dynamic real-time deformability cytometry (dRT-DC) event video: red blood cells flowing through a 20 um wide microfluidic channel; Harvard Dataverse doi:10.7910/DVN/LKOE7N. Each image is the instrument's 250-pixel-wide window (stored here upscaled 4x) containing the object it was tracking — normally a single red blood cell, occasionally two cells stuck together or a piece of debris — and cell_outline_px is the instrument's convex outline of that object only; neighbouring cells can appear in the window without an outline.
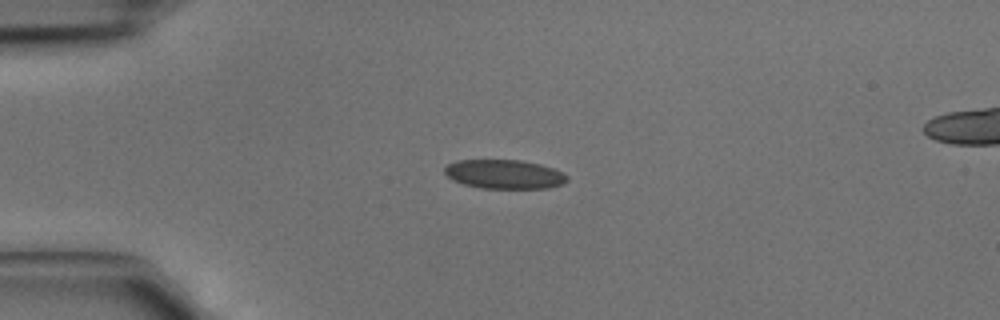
{"species": "common noctule bat (a hibernating species)", "species_latin": "Nyctalus noctula", "temperature_condition": "cold", "stored_images_in_passage": 3, "camera_frame_rate_fps": 3000, "um_per_image_px": 0.085, "animal": {"sex": "male", "body_mass_g": 15.6}, "frame": {"image": 1, "passage_image": 2, "time_ms": 0.333, "image_size_px": [1000, 320], "cell_outline_px": [[568, 180], [564, 184], [548, 188], [480, 188], [464, 184], [452, 180], [444, 172], [444, 168], [448, 164], [456, 160], [520, 160], [540, 164], [564, 172], [568, 176]], "centroid_in_image_um": [42.89, 14.81], "position_along_channel_um": 42.1, "area_um2": 20.87}}